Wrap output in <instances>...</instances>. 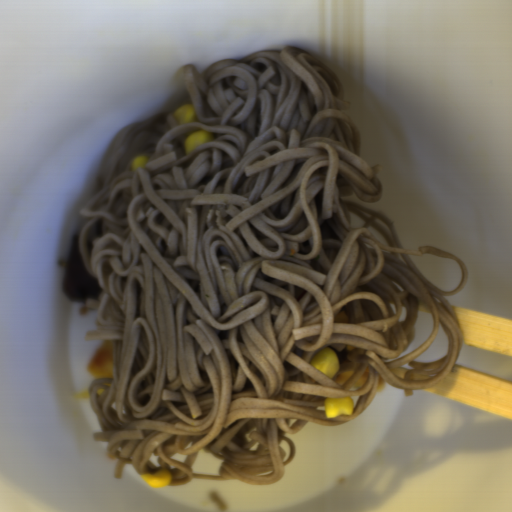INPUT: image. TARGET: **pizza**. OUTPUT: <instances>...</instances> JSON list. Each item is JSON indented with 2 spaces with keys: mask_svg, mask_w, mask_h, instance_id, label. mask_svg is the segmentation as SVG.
<instances>
[{
  "mask_svg": "<svg viewBox=\"0 0 512 512\" xmlns=\"http://www.w3.org/2000/svg\"><path fill=\"white\" fill-rule=\"evenodd\" d=\"M115 347L110 341H103L92 359L86 365L88 373L94 377H112Z\"/></svg>",
  "mask_w": 512,
  "mask_h": 512,
  "instance_id": "1",
  "label": "pizza"
},
{
  "mask_svg": "<svg viewBox=\"0 0 512 512\" xmlns=\"http://www.w3.org/2000/svg\"><path fill=\"white\" fill-rule=\"evenodd\" d=\"M368 377H369V369L367 366L365 373L360 378H358L356 381H354L352 384L349 385V390L353 391V390H359L360 388H362L367 383Z\"/></svg>",
  "mask_w": 512,
  "mask_h": 512,
  "instance_id": "2",
  "label": "pizza"
},
{
  "mask_svg": "<svg viewBox=\"0 0 512 512\" xmlns=\"http://www.w3.org/2000/svg\"><path fill=\"white\" fill-rule=\"evenodd\" d=\"M354 371H347V372H343V373H340L339 375L336 376L335 378V382L337 385L339 386H345L346 383L350 380V378L352 377Z\"/></svg>",
  "mask_w": 512,
  "mask_h": 512,
  "instance_id": "3",
  "label": "pizza"
},
{
  "mask_svg": "<svg viewBox=\"0 0 512 512\" xmlns=\"http://www.w3.org/2000/svg\"><path fill=\"white\" fill-rule=\"evenodd\" d=\"M89 386L81 389L80 391H78L77 393H75L74 397L76 398H88L89 399Z\"/></svg>",
  "mask_w": 512,
  "mask_h": 512,
  "instance_id": "4",
  "label": "pizza"
},
{
  "mask_svg": "<svg viewBox=\"0 0 512 512\" xmlns=\"http://www.w3.org/2000/svg\"><path fill=\"white\" fill-rule=\"evenodd\" d=\"M385 384H386V382H384L383 380H381V379L379 378V387H378V389H377V391H376V392H379V393H380V392L383 390V388H384Z\"/></svg>",
  "mask_w": 512,
  "mask_h": 512,
  "instance_id": "5",
  "label": "pizza"
}]
</instances>
